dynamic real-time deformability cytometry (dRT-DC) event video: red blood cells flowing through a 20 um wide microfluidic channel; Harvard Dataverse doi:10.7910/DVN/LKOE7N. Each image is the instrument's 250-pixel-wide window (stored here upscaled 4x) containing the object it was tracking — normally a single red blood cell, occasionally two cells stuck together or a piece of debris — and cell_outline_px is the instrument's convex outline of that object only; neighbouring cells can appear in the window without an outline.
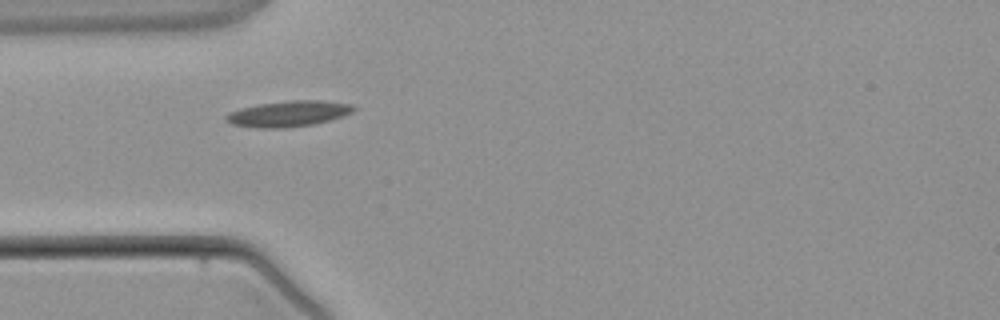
{"species": "common noctule bat (a hibernating species)", "species_latin": "Nyctalus noctula", "temperature_condition": "warm", "stored_images_in_passage": 2, "camera_frame_rate_fps": 3000, "um_per_image_px": 0.085, "animal": {"sex": "male", "body_mass_g": 21.5, "forearm_length_mm": 52.0}, "frame": {"image": 1, "passage_image": 2, "time_ms": 1.0, "image_size_px": [1000, 320], "cell_outline_px": [[356, 108], [352, 112], [328, 120], [312, 124], [280, 128], [256, 128], [232, 124], [224, 116], [228, 112], [260, 104], [292, 100], [320, 100], [352, 104]], "centroid_in_image_um": [24.51, 9.66], "position_along_channel_um": 60.5, "area_um2": 18.79}}